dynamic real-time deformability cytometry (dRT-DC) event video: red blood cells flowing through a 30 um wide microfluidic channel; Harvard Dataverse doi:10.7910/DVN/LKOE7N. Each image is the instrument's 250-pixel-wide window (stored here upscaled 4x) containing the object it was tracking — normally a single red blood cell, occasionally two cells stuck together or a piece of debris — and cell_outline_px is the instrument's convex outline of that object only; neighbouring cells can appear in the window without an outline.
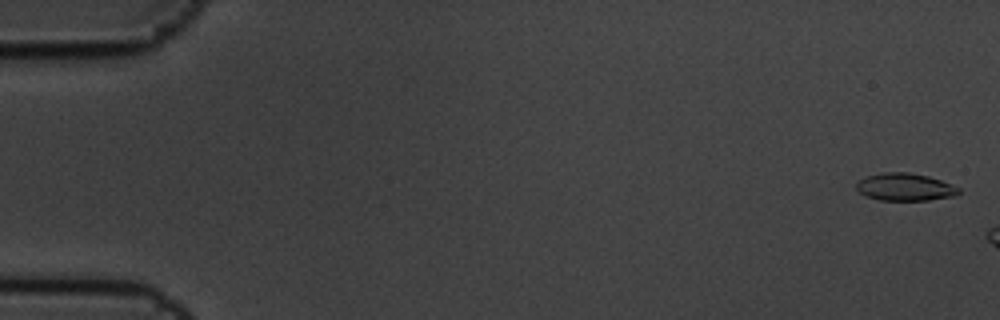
{"species": "common noctule bat (a hibernating species)", "species_latin": "Nyctalus noctula", "temperature_condition": "cold", "stored_images_in_passage": 3, "camera_frame_rate_fps": 3000, "um_per_image_px": 0.085, "animal": {"sex": "male", "body_mass_g": 19.5, "forearm_length_mm": 54.6}, "frame": {"image": 1, "passage_image": 1, "time_ms": 0.0, "image_size_px": [1000, 320], "cell_outline_px": [[960, 192], [956, 196], [928, 200], [880, 200], [864, 196], [856, 188], [856, 180], [868, 176], [884, 172], [908, 172], [928, 176], [952, 184], [960, 188]], "centroid_in_image_um": [76.92, 15.9], "position_along_channel_um": 8.1, "area_um2": 16.53}}